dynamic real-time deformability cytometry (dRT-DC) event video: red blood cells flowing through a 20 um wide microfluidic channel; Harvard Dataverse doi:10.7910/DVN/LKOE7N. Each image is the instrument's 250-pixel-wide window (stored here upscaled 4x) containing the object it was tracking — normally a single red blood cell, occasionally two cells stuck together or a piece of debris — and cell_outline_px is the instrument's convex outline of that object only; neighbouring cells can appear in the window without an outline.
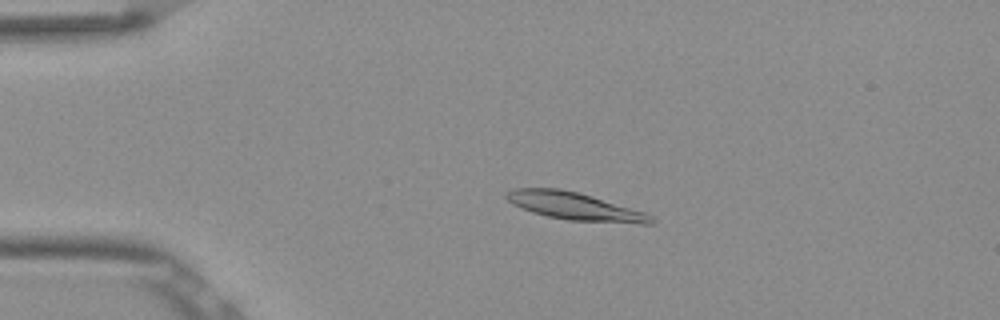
{"species": "Egyptian fruit bat (a non-hibernating species)", "species_latin": "Rousettus aegyptiacus", "temperature_condition": "room temperature", "stored_images_in_passage": 53, "camera_frame_rate_fps": 3000, "um_per_image_px": 0.085, "frame": {"image": 1, "passage_image": 12, "time_ms": 3.667, "image_size_px": [1000, 320], "cell_outline_px": [[656, 220], [652, 224], [640, 224], [568, 220], [548, 216], [532, 212], [512, 204], [504, 196], [512, 188], [560, 188], [592, 196], [644, 212], [652, 216]], "centroid_in_image_um": [48.86, 17.54], "position_along_channel_um": 36.1, "area_um2": 23.18}}
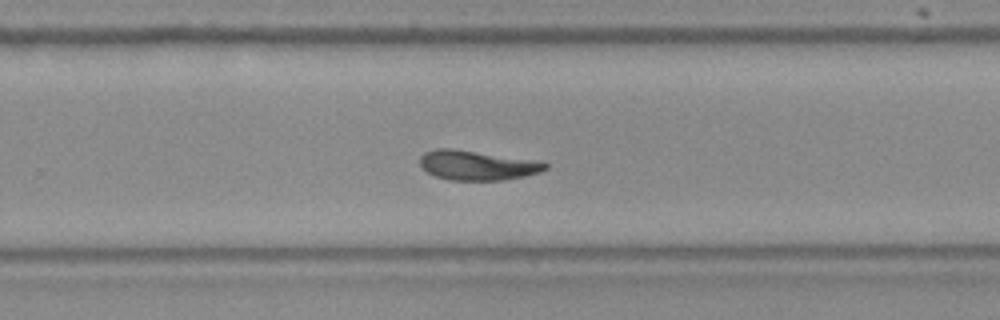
{"frame": {"image": 2, "passage_image": 35, "time_ms": 11.333, "image_size_px": [1000, 320], "cell_outline_px": [[548, 168], [540, 172], [524, 176], [504, 180], [452, 180], [436, 176], [428, 172], [420, 164], [420, 156], [424, 152], [436, 148], [452, 148], [540, 160], [548, 164]], "centroid_in_image_um": [40.6, 14.03], "position_along_channel_um": 289.2, "area_um2": 21.79}}
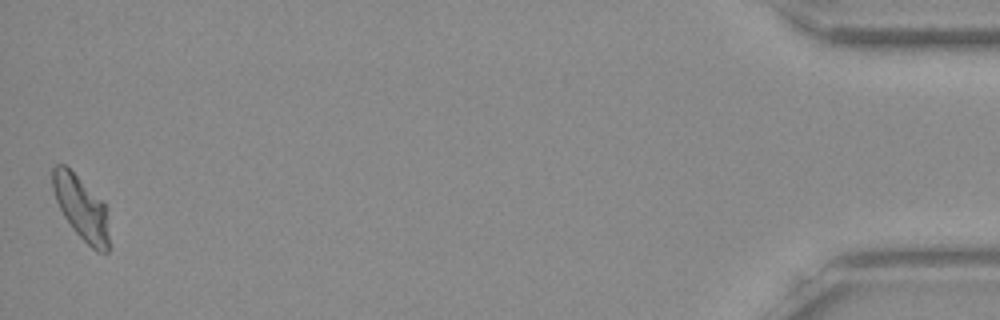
{"frame": {"image": 3, "passage_image": 53, "time_ms": 17.333, "image_size_px": [1000, 320], "cell_outline_px": [[108, 252], [96, 252], [72, 228], [64, 216], [56, 200], [52, 188], [52, 168], [56, 164], [64, 164], [104, 204], [108, 236]], "centroid_in_image_um": [6.86, 17.68], "position_along_channel_um": 428.3, "area_um2": 20.11}, "authors_computed_cell_mechanics": {"area_um2": 21.964, "velocity_mm_per_s": 3.8314, "shape_relaxation_time_tau1_ms": null, "shape_relaxation_time_tau2_ms": 6.0892, "deformation_change_tau1": null, "deformation_change_tau2": 0.1123}}